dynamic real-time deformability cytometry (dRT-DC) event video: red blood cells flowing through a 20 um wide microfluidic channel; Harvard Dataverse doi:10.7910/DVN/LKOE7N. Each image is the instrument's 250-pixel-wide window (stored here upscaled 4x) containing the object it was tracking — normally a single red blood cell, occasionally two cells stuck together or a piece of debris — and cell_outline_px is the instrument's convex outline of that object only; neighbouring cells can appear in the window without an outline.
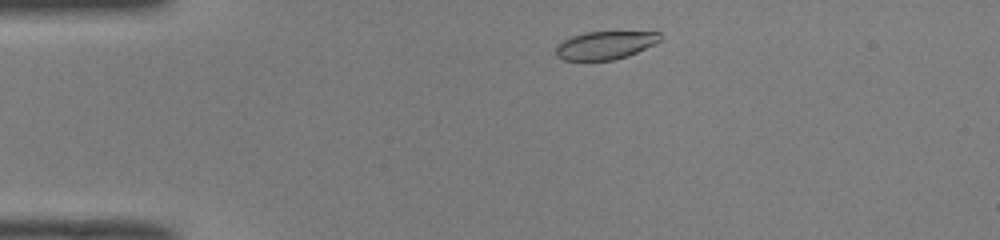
{"species": "common noctule bat (a hibernating species)", "species_latin": "Nyctalus noctula", "temperature_condition": "room temperature", "stored_images_in_passage": 42, "camera_frame_rate_fps": 3000, "um_per_image_px": 0.085, "animal": {"sex": "male", "body_mass_g": 19.0, "forearm_length_mm": 50.8}, "frame": {"image": 1, "passage_image": 2, "time_ms": 0.333, "image_size_px": [1000, 240], "cell_outline_px": [[660, 40], [656, 44], [628, 56], [612, 60], [564, 60], [556, 56], [556, 44], [572, 36], [584, 32], [660, 32]], "centroid_in_image_um": [51.43, 3.85], "position_along_channel_um": 33.6, "area_um2": 17.05}}
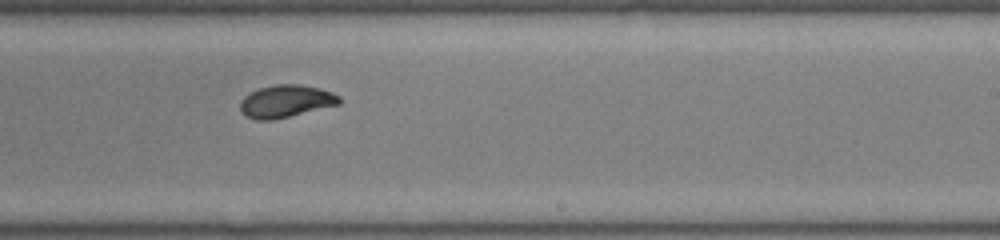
{"frame": {"image": 2, "passage_image": 23, "time_ms": 7.333, "image_size_px": [1000, 240], "cell_outline_px": [[340, 104], [272, 120], [256, 120], [244, 116], [240, 112], [240, 100], [244, 96], [260, 88], [276, 84], [300, 84], [320, 88], [332, 92], [340, 96]], "centroid_in_image_um": [24.28, 8.61], "position_along_channel_um": 264.7, "area_um2": 18.79}}
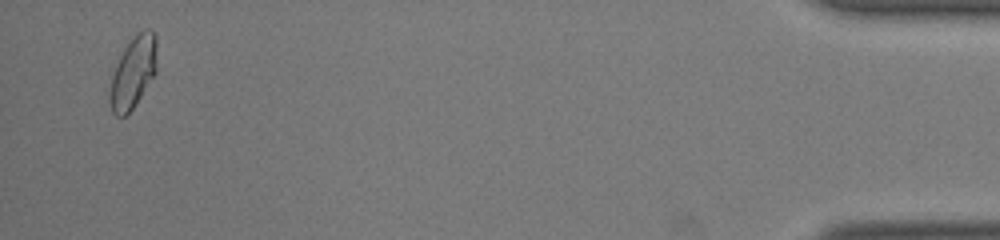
{"frame": {"image": 3, "passage_image": 41, "time_ms": 13.333, "image_size_px": [1000, 240], "cell_outline_px": [[156, 72], [132, 108], [124, 116], [116, 116], [112, 112], [108, 96], [108, 92], [112, 76], [116, 64], [124, 48], [132, 36], [136, 32], [144, 28], [148, 28], [156, 36]], "centroid_in_image_um": [11.3, 6.11], "position_along_channel_um": 423.9, "area_um2": 19.59}, "authors_computed_cell_mechanics": {"area_um2": 18.7561, "velocity_mm_per_s": 3.9946, "shape_relaxation_time_tau1_ms": 4.7802, "shape_relaxation_time_tau2_ms": 1.254, "deformation_change_tau1": 0.1442, "deformation_change_tau2": 0.0483}}